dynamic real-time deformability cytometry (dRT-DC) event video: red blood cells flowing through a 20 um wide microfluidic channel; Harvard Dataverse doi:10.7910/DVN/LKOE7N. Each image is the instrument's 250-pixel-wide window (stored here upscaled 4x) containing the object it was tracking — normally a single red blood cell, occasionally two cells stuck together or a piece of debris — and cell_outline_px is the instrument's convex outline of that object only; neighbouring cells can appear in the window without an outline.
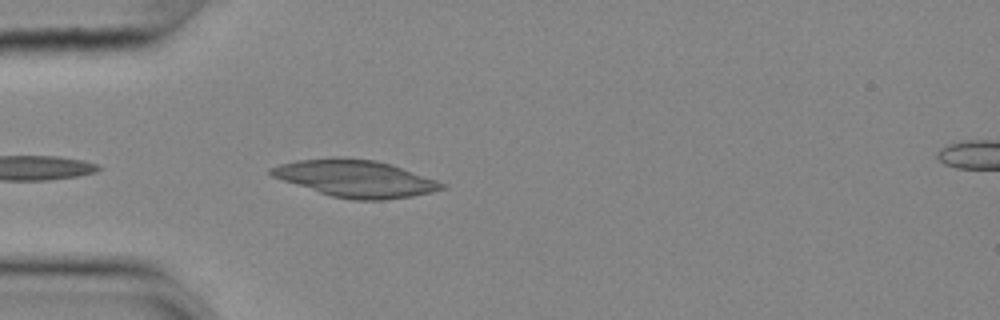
{"species": "common noctule bat (a hibernating species)", "species_latin": "Nyctalus noctula", "temperature_condition": "cold", "stored_images_in_passage": 28, "segment_of_instrument_passage": [1, 2], "camera_frame_rate_fps": 3000, "um_per_image_px": 0.085, "animal": {"sex": "female", "body_mass_g": 25.1}, "frame": {"image": 1, "passage_image": 3, "time_ms": 0.667, "image_size_px": [1000, 320], "cell_outline_px": [[448, 188], [432, 192], [412, 196], [384, 200], [352, 200], [332, 196], [272, 176], [268, 172], [268, 168], [280, 164], [296, 160], [332, 156], [340, 156], [376, 160], [392, 164], [448, 184]], "centroid_in_image_um": [30.25, 15.15], "position_along_channel_um": 54.7, "area_um2": 37.11}}